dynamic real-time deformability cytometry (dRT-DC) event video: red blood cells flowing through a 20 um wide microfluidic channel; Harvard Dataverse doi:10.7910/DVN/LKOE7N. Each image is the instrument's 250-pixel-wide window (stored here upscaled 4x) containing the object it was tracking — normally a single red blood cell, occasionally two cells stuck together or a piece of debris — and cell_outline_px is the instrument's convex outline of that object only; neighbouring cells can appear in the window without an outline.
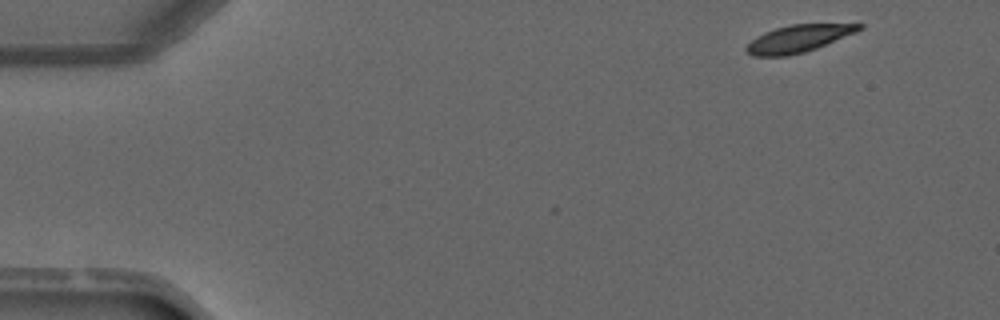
{"species": "common noctule bat (a hibernating species)", "species_latin": "Nyctalus noctula", "temperature_condition": "warm", "stored_images_in_passage": 2, "camera_frame_rate_fps": 3000, "um_per_image_px": 0.085, "animal": {"sex": "male", "forearm_length_mm": 52.5}, "frame": {"image": 1, "passage_image": 1, "time_ms": 0.0, "image_size_px": [1000, 320], "cell_outline_px": [[864, 28], [856, 32], [816, 48], [804, 52], [788, 56], [752, 56], [744, 48], [756, 36], [764, 32], [788, 24], [864, 24]], "centroid_in_image_um": [67.85, 3.28], "position_along_channel_um": 17.2, "area_um2": 17.8}}